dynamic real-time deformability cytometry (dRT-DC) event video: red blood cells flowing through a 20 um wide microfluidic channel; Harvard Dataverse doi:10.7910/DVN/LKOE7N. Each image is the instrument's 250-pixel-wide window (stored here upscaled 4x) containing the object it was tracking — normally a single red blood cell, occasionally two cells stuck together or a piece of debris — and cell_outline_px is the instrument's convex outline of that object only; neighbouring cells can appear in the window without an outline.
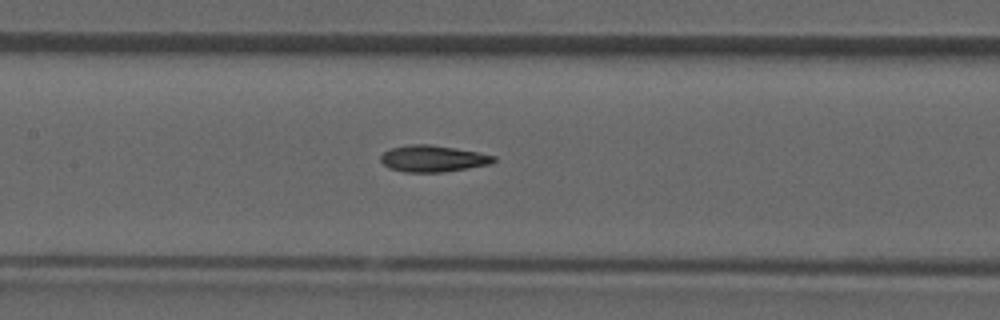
{"species": "common noctule bat (a hibernating species)", "species_latin": "Nyctalus noctula", "temperature_condition": "room temperature", "stored_images_in_passage": 40, "camera_frame_rate_fps": 3000, "um_per_image_px": 0.085, "animal": {"sex": "male", "forearm_length_mm": 52.5}, "frame": {"image": 1, "passage_image": 18, "time_ms": 5.667, "image_size_px": [1000, 320], "cell_outline_px": [[496, 160], [492, 164], [444, 172], [404, 172], [388, 168], [380, 160], [380, 156], [384, 152], [392, 148], [408, 144], [432, 144], [480, 152], [496, 156]], "centroid_in_image_um": [36.82, 13.48], "position_along_channel_um": 170.6, "area_um2": 17.69}}